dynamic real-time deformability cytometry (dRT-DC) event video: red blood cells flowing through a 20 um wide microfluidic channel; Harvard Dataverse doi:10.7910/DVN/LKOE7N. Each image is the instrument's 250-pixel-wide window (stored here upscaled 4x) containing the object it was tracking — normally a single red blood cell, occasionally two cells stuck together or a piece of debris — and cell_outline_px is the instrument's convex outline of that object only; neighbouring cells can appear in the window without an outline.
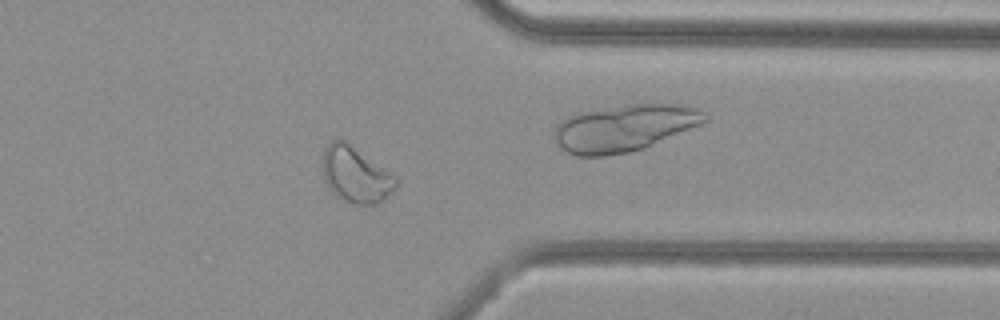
{"species": "common noctule bat (a hibernating species)", "species_latin": "Nyctalus noctula", "temperature_condition": "cold", "stored_images_in_passage": 42, "camera_frame_rate_fps": 3000, "um_per_image_px": 0.085, "animal": {"sex": "female", "body_mass_g": 29.2, "forearm_length_mm": 56.3}, "frame": {"image": 1, "passage_image": 30, "time_ms": 9.667, "image_size_px": [1000, 320], "cell_outline_px": [[400, 180], [396, 188], [384, 200], [372, 204], [352, 204], [336, 196], [328, 188], [324, 180], [320, 164], [324, 148], [332, 140], [344, 140], [396, 176]], "centroid_in_image_um": [30.21, 14.86], "position_along_channel_um": 381.2, "area_um2": 24.16}, "authors_computed_cell_mechanics": {"area_um2": 22.4264, "velocity_mm_per_s": 3.7744, "shape_relaxation_time_tau1_ms": null, "shape_relaxation_time_tau2_ms": 2.4161, "deformation_change_tau1": null, "deformation_change_tau2": 0.0769}}